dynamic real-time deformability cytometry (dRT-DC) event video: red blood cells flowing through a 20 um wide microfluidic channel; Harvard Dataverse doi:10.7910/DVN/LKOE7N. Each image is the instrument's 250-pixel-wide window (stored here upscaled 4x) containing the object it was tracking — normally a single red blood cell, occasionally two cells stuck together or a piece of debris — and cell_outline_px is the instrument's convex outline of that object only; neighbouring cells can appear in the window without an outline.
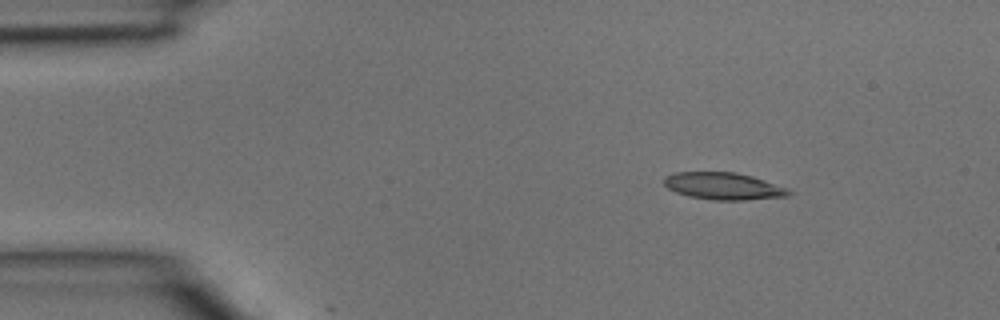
{"species": "common noctule bat (a hibernating species)", "species_latin": "Nyctalus noctula", "temperature_condition": "room temperature", "stored_images_in_passage": 4, "segment_of_instrument_passage": [2, 2], "camera_frame_rate_fps": 3000, "um_per_image_px": 0.085, "animal": {"sex": "male", "body_mass_g": 15.6}, "frame": {"image": 1, "passage_image": 4, "time_ms": 1.0, "image_size_px": [1000, 320], "cell_outline_px": [[792, 192], [788, 196], [744, 200], [716, 200], [688, 196], [676, 192], [668, 188], [664, 184], [664, 176], [676, 172], [736, 172], [752, 176], [788, 188]], "centroid_in_image_um": [61.49, 15.81], "position_along_channel_um": 23.5, "area_um2": 19.65}}